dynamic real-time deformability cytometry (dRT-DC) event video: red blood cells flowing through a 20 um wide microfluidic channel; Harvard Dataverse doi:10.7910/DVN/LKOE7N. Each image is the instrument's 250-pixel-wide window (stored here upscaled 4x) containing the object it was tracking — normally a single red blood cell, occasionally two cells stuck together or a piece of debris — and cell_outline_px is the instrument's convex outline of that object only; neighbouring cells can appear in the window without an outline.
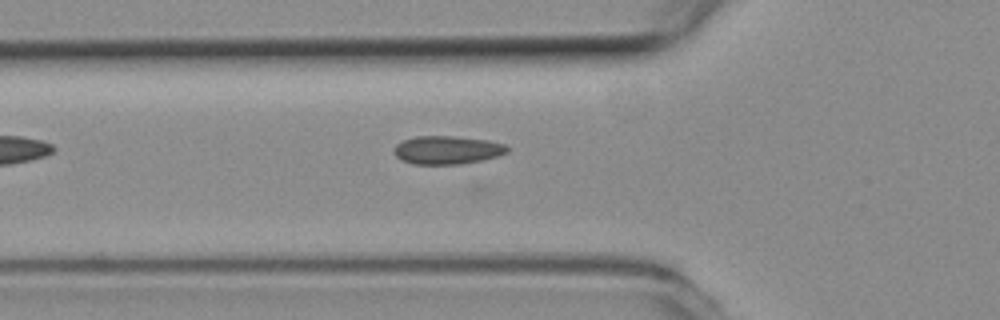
{"species": "common noctule bat (a hibernating species)", "species_latin": "Nyctalus noctula", "temperature_condition": "room temperature", "stored_images_in_passage": 25, "camera_frame_rate_fps": 3000, "um_per_image_px": 0.085, "animal": {"sex": "female", "body_mass_g": 19.3, "forearm_length_mm": 54.1}, "frame": {"image": 1, "passage_image": 15, "time_ms": 4.667, "image_size_px": [1000, 320], "cell_outline_px": [[508, 152], [500, 156], [460, 164], [412, 164], [400, 160], [392, 152], [396, 144], [404, 140], [416, 136], [452, 136], [488, 140], [504, 144], [508, 148]], "centroid_in_image_um": [37.98, 12.75], "position_along_channel_um": 87.8, "area_um2": 18.73}}
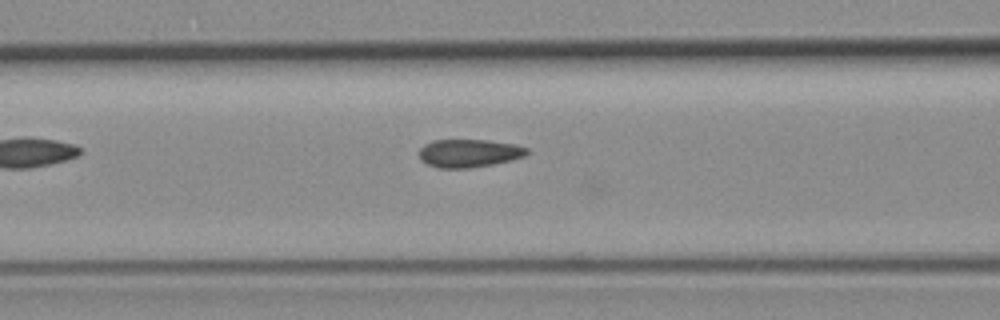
{"frame": {"image": 2, "passage_image": 18, "time_ms": 5.667, "image_size_px": [1000, 320], "cell_outline_px": [[528, 152], [524, 156], [512, 160], [492, 164], [468, 168], [436, 168], [420, 160], [420, 148], [424, 144], [432, 140], [488, 140], [516, 144], [528, 148]], "centroid_in_image_um": [39.86, 13.02], "position_along_channel_um": 126.7, "area_um2": 17.69}}
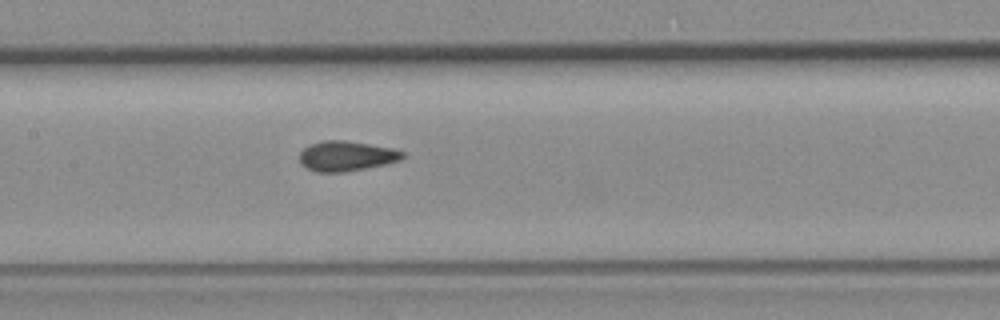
{"frame": {"image": 3, "passage_image": 22, "time_ms": 7.0, "image_size_px": [1000, 320], "cell_outline_px": [[404, 156], [400, 160], [384, 164], [344, 172], [316, 172], [300, 164], [300, 152], [304, 148], [312, 144], [324, 140], [344, 140], [392, 148], [404, 152]], "centroid_in_image_um": [29.42, 13.26], "position_along_channel_um": 178.0, "area_um2": 17.8}}